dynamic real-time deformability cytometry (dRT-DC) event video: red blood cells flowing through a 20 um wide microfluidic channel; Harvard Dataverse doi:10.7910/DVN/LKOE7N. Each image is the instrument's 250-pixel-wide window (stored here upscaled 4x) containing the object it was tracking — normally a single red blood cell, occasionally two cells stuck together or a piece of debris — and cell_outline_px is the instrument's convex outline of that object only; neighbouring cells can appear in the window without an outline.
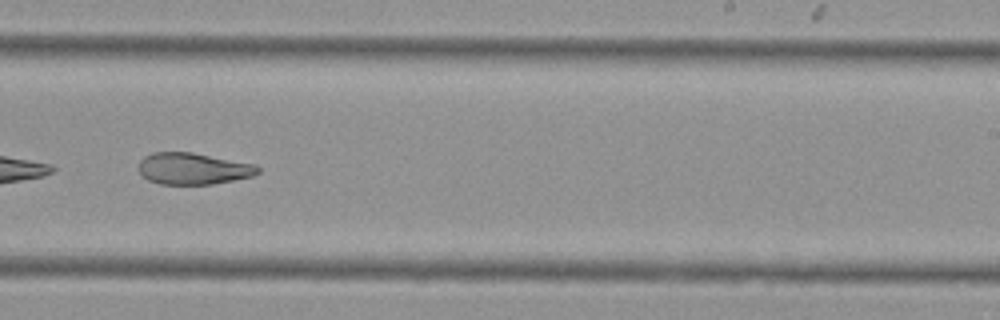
{"species": "Egyptian fruit bat (a non-hibernating species)", "species_latin": "Rousettus aegyptiacus", "temperature_condition": "cold", "stored_images_in_passage": 41, "camera_frame_rate_fps": 3000, "um_per_image_px": 0.085, "animal": {"sex": "female"}, "frame": {"image": 1, "passage_image": 24, "time_ms": 7.667, "image_size_px": [1000, 320], "cell_outline_px": [[260, 172], [248, 176], [208, 184], [164, 184], [152, 180], [144, 176], [140, 172], [140, 164], [148, 156], [156, 152], [188, 152], [248, 164], [260, 168]], "centroid_in_image_um": [16.37, 14.34], "position_along_channel_um": 272.6, "area_um2": 20.52}}